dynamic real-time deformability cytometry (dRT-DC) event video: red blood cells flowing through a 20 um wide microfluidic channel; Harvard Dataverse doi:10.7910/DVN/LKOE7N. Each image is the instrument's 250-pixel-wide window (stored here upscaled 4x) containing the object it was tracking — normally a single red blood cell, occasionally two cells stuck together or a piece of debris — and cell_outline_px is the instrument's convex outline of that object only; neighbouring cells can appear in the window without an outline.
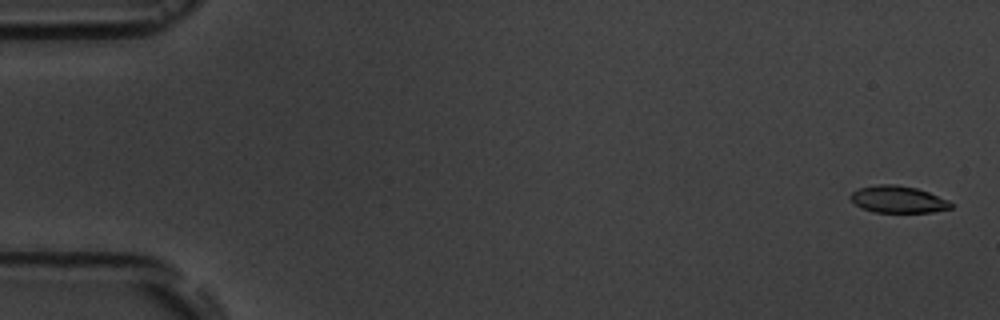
{"species": "common noctule bat (a hibernating species)", "species_latin": "Nyctalus noctula", "temperature_condition": "room temperature", "stored_images_in_passage": 5, "camera_frame_rate_fps": 3000, "um_per_image_px": 0.085, "animal": {"sex": "male", "body_mass_g": 19.5, "forearm_length_mm": 54.6}, "frame": {"image": 1, "passage_image": 1, "time_ms": 0.0, "image_size_px": [1000, 320], "cell_outline_px": [[952, 208], [932, 212], [872, 212], [856, 204], [848, 196], [852, 192], [860, 188], [880, 184], [896, 184], [916, 188], [928, 192], [948, 200], [952, 204]], "centroid_in_image_um": [76.33, 16.95], "position_along_channel_um": 8.7, "area_um2": 15.61}}
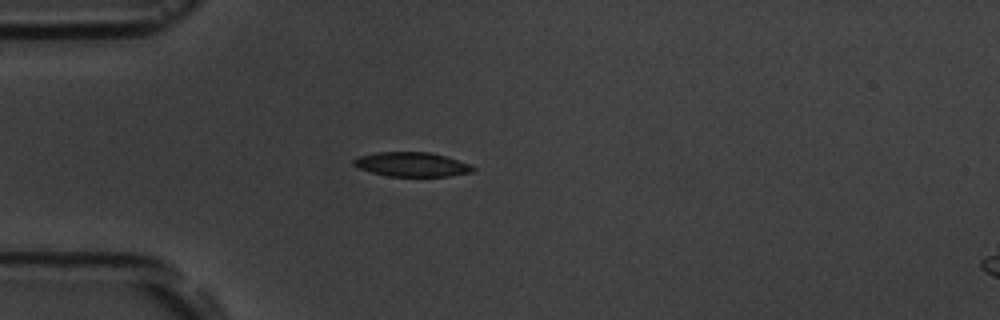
{"frame": {"image": 2, "passage_image": 5, "time_ms": 4.667, "image_size_px": [1000, 320], "cell_outline_px": [[476, 168], [472, 172], [452, 176], [388, 176], [356, 168], [352, 164], [352, 160], [360, 156], [376, 152], [428, 152], [444, 156], [468, 164]], "centroid_in_image_um": [34.96, 13.98], "position_along_channel_um": 50.0, "area_um2": 16.82}}